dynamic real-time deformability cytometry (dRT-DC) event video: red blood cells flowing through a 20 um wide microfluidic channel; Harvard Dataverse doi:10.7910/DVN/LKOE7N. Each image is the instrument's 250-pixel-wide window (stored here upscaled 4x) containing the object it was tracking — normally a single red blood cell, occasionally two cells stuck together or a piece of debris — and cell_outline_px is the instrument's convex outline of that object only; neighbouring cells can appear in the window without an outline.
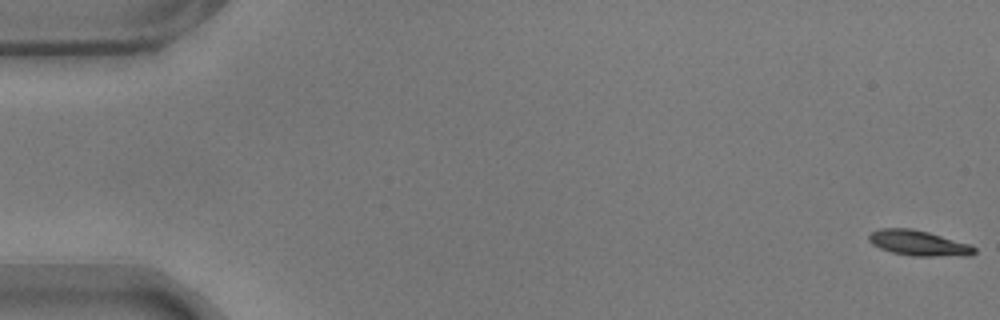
{"species": "common noctule bat (a hibernating species)", "species_latin": "Nyctalus noctula", "temperature_condition": "warm", "stored_images_in_passage": 51, "camera_frame_rate_fps": 3000, "um_per_image_px": 0.085, "animal": {"sex": "male", "body_mass_g": 17.9}, "frame": {"image": 1, "passage_image": 1, "time_ms": 0.0, "image_size_px": [1000, 320], "cell_outline_px": [[976, 252], [972, 256], [912, 256], [892, 252], [880, 248], [872, 244], [868, 240], [868, 236], [872, 232], [880, 228], [912, 228], [928, 232], [972, 244], [976, 248]], "centroid_in_image_um": [78.13, 20.66], "position_along_channel_um": 6.9, "area_um2": 15.78}}
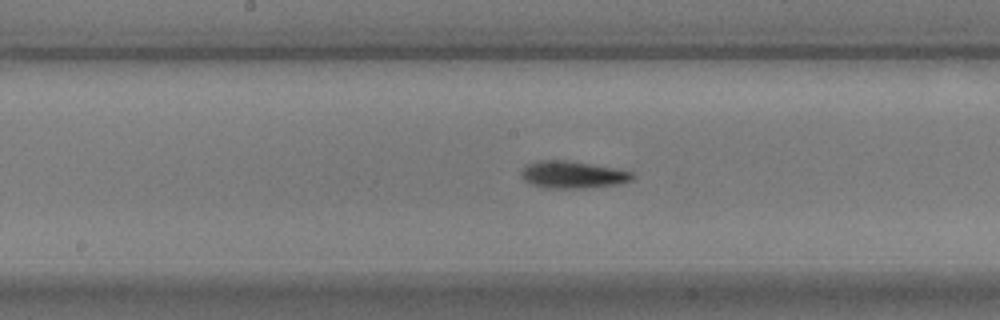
{"frame": {"image": 2, "passage_image": 30, "time_ms": 9.667, "image_size_px": [1000, 320], "cell_outline_px": [[636, 176], [632, 180], [620, 184], [584, 188], [548, 188], [532, 184], [524, 180], [520, 176], [520, 172], [528, 164], [540, 160], [564, 160], [612, 168], [632, 172]], "centroid_in_image_um": [48.68, 14.86], "position_along_channel_um": 199.5, "area_um2": 17.4}}
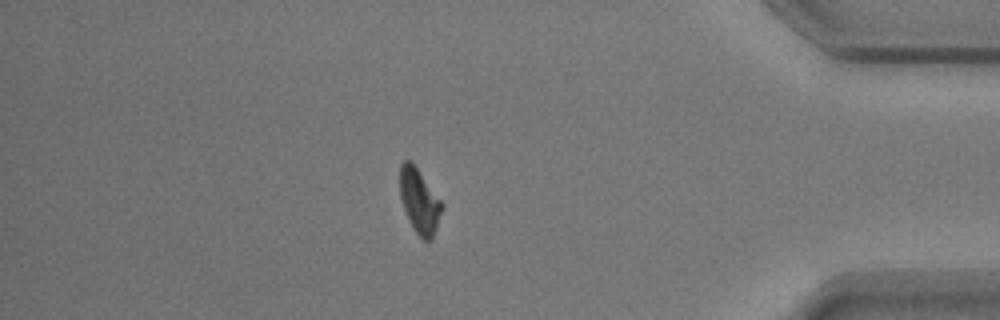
{"frame": {"image": 3, "passage_image": 50, "time_ms": 16.333, "image_size_px": [1000, 320], "cell_outline_px": [[444, 208], [432, 240], [424, 240], [416, 232], [408, 220], [400, 196], [400, 164], [404, 160], [408, 160], [416, 168], [444, 204]], "centroid_in_image_um": [35.67, 17.13], "position_along_channel_um": 399.5, "area_um2": 15.61}}